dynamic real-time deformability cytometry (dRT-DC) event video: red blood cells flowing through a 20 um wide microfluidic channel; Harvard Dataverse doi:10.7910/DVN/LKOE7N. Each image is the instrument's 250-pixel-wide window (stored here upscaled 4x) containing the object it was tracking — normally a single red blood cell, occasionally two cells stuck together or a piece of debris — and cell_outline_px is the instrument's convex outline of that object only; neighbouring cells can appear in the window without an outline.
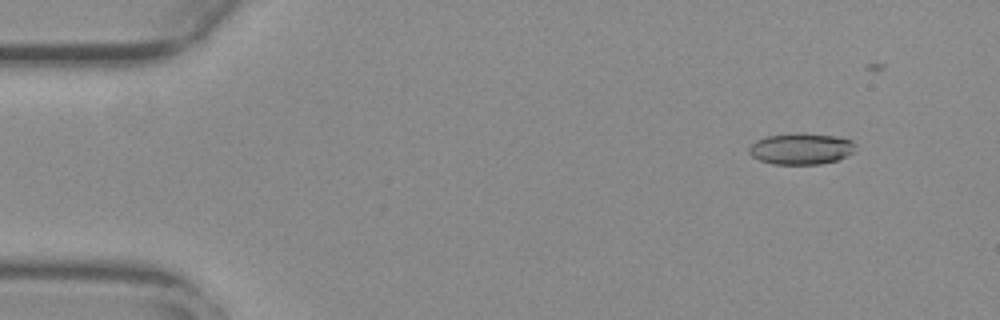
{"species": "common noctule bat (a hibernating species)", "species_latin": "Nyctalus noctula", "temperature_condition": "warm", "stored_images_in_passage": 21, "camera_frame_rate_fps": 3000, "um_per_image_px": 0.085, "animal": {"sex": "female", "body_mass_g": 29.2, "forearm_length_mm": 56.3}, "frame": {"image": 1, "passage_image": 2, "time_ms": 0.333, "image_size_px": [1000, 320], "cell_outline_px": [[852, 152], [836, 160], [820, 164], [772, 164], [760, 160], [752, 156], [748, 152], [748, 148], [756, 140], [768, 136], [832, 136], [852, 140]], "centroid_in_image_um": [68.02, 12.7], "position_along_channel_um": 17.0, "area_um2": 18.15}}
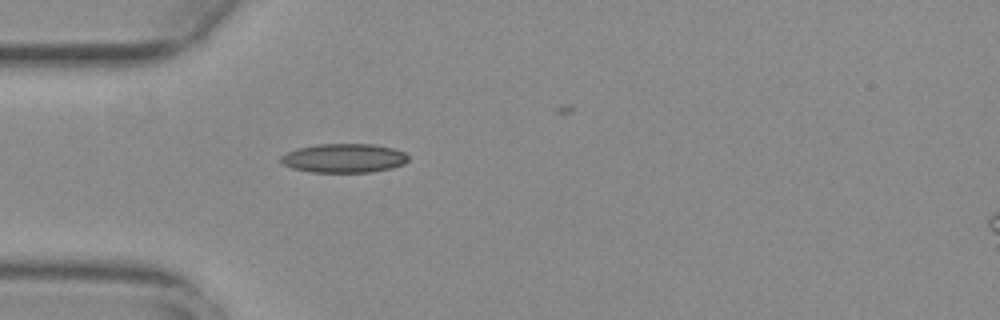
{"frame": {"image": 2, "passage_image": 13, "time_ms": 4.0, "image_size_px": [1000, 320], "cell_outline_px": [[408, 160], [404, 164], [392, 168], [372, 172], [312, 172], [292, 168], [284, 164], [280, 160], [280, 156], [296, 148], [316, 144], [372, 144], [392, 148], [404, 152], [408, 156]], "centroid_in_image_um": [29.24, 13.44], "position_along_channel_um": 55.8, "area_um2": 21.56}}
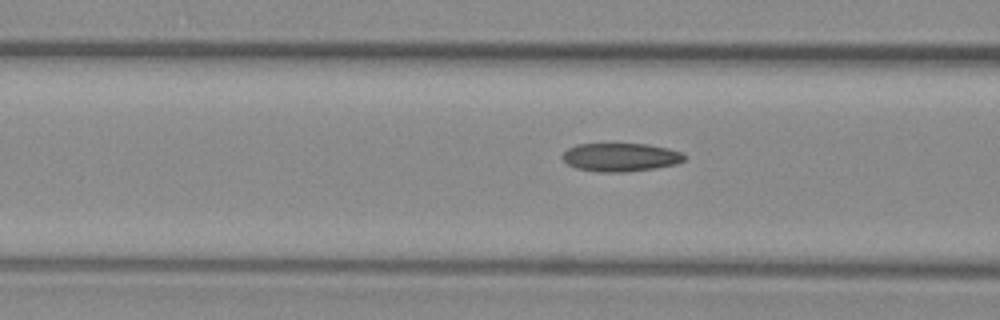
{"frame": {"image": 3, "passage_image": 18, "time_ms": 5.667, "image_size_px": [1000, 320], "cell_outline_px": [[684, 160], [676, 164], [656, 168], [628, 172], [596, 172], [576, 168], [568, 164], [560, 156], [568, 148], [576, 144], [648, 144], [668, 148], [684, 152]], "centroid_in_image_um": [52.75, 13.37], "position_along_channel_um": 113.9, "area_um2": 20.35}}